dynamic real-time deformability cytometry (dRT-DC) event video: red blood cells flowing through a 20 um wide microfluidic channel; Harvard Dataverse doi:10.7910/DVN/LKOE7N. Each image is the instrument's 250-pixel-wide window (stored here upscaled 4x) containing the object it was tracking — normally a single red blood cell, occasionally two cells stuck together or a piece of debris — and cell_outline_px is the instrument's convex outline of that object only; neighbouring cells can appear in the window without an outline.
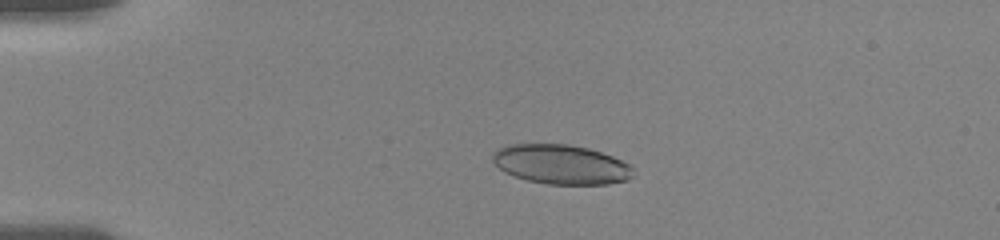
{"species": "human", "species_latin": "Homo sapiens", "temperature_condition": "room temperature", "stored_images_in_passage": 54, "camera_frame_rate_fps": 3000, "um_per_image_px": 0.085, "donor": {"sex": "female"}, "frame": {"image": 1, "passage_image": 24, "time_ms": 4.0, "image_size_px": [1000, 240], "cell_outline_px": [[632, 176], [628, 180], [608, 184], [548, 184], [528, 180], [504, 172], [492, 160], [492, 152], [496, 148], [508, 144], [568, 144], [588, 148], [612, 156], [628, 164], [632, 168]], "centroid_in_image_um": [47.65, 13.96], "position_along_channel_um": 37.3, "area_um2": 32.25}}
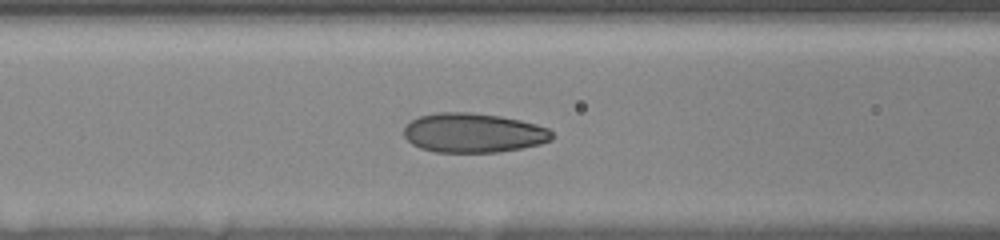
{"frame": {"image": 2, "passage_image": 45, "time_ms": 7.667, "image_size_px": [1000, 240], "cell_outline_px": [[552, 140], [540, 144], [500, 152], [436, 152], [420, 148], [412, 144], [404, 136], [404, 128], [412, 120], [420, 116], [436, 112], [472, 112], [500, 116], [520, 120], [536, 124], [548, 128], [552, 132]], "centroid_in_image_um": [40.24, 11.29], "position_along_channel_um": 126.4, "area_um2": 34.04}}
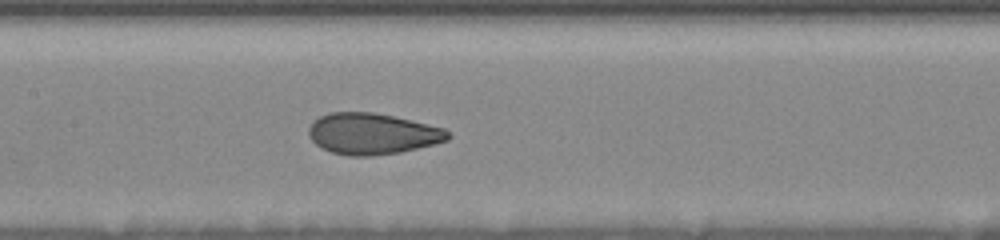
{"frame": {"image": 3, "passage_image": 53, "time_ms": 9.0, "image_size_px": [1000, 240], "cell_outline_px": [[452, 136], [448, 140], [400, 152], [372, 156], [348, 156], [332, 152], [316, 144], [308, 136], [308, 128], [312, 120], [328, 112], [372, 112], [412, 120], [444, 128]], "centroid_in_image_um": [31.62, 11.36], "position_along_channel_um": 175.8, "area_um2": 33.41}}